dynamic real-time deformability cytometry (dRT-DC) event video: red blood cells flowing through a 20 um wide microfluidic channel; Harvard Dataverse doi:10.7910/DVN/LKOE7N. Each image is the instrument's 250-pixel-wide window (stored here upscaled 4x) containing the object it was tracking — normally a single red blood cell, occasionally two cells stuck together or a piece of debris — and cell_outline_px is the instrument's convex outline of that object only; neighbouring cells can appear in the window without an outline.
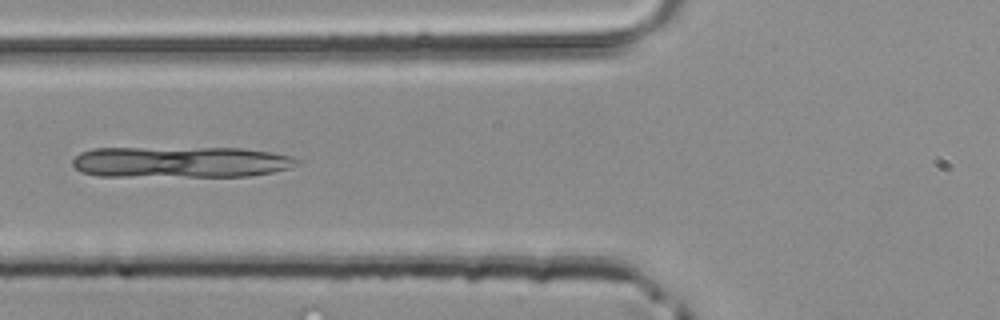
{"species": "common noctule bat (a hibernating species)", "species_latin": "Nyctalus noctula", "temperature_condition": "room temperature", "stored_images_in_passage": 33, "camera_frame_rate_fps": 3000, "um_per_image_px": 0.085, "animal": {"sex": "male", "body_mass_g": 20.4}, "frame": {"image": 1, "passage_image": 7, "time_ms": 2.0, "image_size_px": [1000, 320], "cell_outline_px": [[300, 160], [292, 168], [272, 172], [248, 176], [100, 176], [80, 172], [72, 164], [72, 160], [80, 152], [92, 148], [240, 148], [268, 152], [292, 156]], "centroid_in_image_um": [15.33, 13.77], "position_along_channel_um": 110.5, "area_um2": 40.81}}
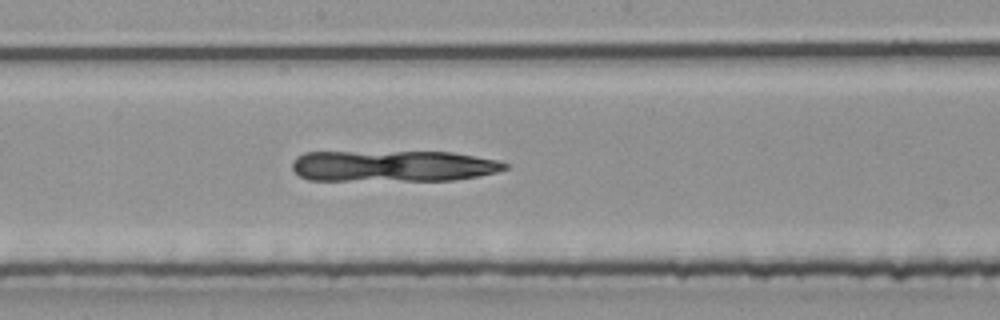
{"frame": {"image": 2, "passage_image": 14, "time_ms": 4.333, "image_size_px": [1000, 320], "cell_outline_px": [[508, 168], [496, 172], [480, 176], [456, 180], [308, 180], [300, 176], [292, 168], [292, 160], [296, 156], [304, 152], [452, 152], [496, 160], [508, 164]], "centroid_in_image_um": [33.39, 14.11], "position_along_channel_um": 214.8, "area_um2": 38.78}}
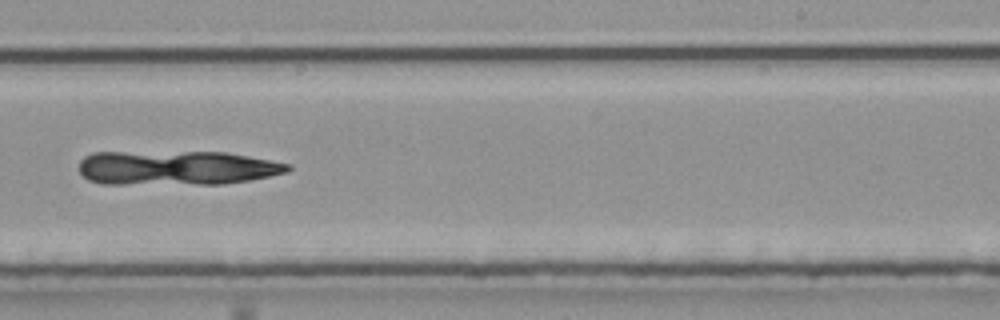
{"frame": {"image": 3, "passage_image": 18, "time_ms": 5.667, "image_size_px": [1000, 320], "cell_outline_px": [[292, 168], [288, 172], [248, 180], [224, 184], [100, 184], [88, 180], [80, 172], [80, 160], [84, 156], [92, 152], [228, 152], [292, 164]], "centroid_in_image_um": [15.01, 14.27], "position_along_channel_um": 274.0, "area_um2": 42.25}}